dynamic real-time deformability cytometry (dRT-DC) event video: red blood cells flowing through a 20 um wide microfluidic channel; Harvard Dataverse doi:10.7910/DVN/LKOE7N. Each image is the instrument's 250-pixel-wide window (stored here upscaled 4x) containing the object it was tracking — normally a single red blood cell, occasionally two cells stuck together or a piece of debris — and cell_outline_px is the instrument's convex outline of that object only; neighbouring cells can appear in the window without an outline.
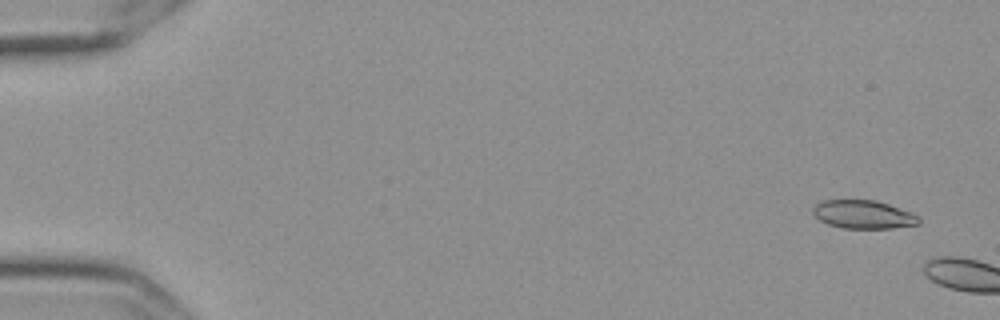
{"species": "Egyptian fruit bat (a non-hibernating species)", "species_latin": "Rousettus aegyptiacus", "temperature_condition": "cold", "stored_images_in_passage": 8, "camera_frame_rate_fps": 3000, "um_per_image_px": 0.085, "frame": {"image": 1, "passage_image": 4, "time_ms": 1.0, "image_size_px": [1000, 320], "cell_outline_px": [[920, 224], [892, 228], [844, 228], [828, 224], [820, 220], [812, 212], [812, 208], [820, 200], [876, 200], [912, 212], [920, 216]], "centroid_in_image_um": [73.4, 18.22], "position_along_channel_um": 11.6, "area_um2": 17.57}}